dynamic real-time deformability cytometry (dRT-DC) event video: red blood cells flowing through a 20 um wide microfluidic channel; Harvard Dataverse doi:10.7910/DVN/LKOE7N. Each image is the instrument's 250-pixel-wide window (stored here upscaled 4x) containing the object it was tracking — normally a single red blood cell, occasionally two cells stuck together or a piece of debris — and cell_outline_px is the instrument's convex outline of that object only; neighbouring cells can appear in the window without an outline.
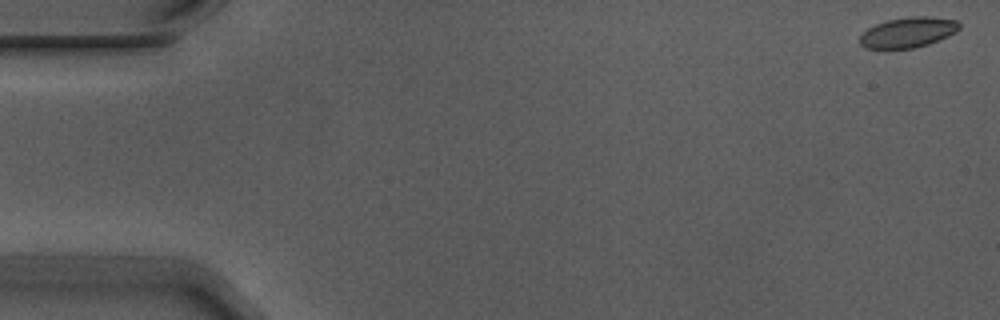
{"species": "Egyptian fruit bat (a non-hibernating species)", "species_latin": "Rousettus aegyptiacus", "temperature_condition": "warm", "stored_images_in_passage": 55, "camera_frame_rate_fps": 3000, "um_per_image_px": 0.085, "animal": {"sex": "male"}, "frame": {"image": 1, "passage_image": 1, "time_ms": 0.0, "image_size_px": [1000, 320], "cell_outline_px": [[960, 28], [956, 32], [948, 36], [928, 44], [912, 48], [884, 52], [864, 48], [860, 44], [860, 36], [868, 28], [876, 24], [888, 20], [912, 16], [928, 16], [956, 20], [960, 24]], "centroid_in_image_um": [77.12, 2.8], "position_along_channel_um": 7.9, "area_um2": 18.09}}
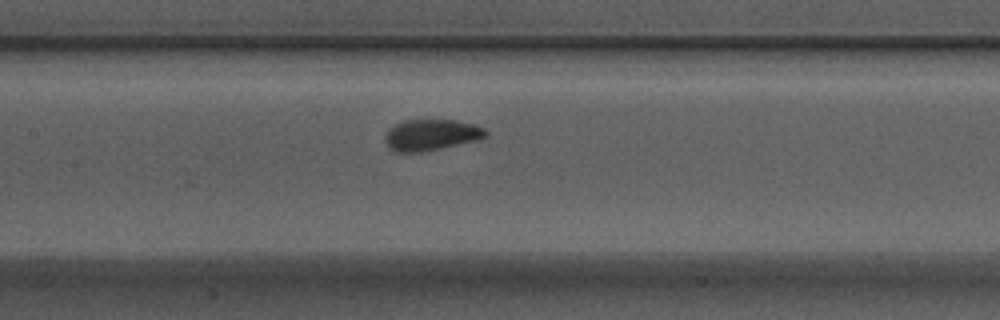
{"frame": {"image": 2, "passage_image": 26, "time_ms": 8.333, "image_size_px": [1000, 320], "cell_outline_px": [[488, 136], [476, 140], [440, 148], [420, 152], [396, 152], [388, 148], [384, 140], [384, 136], [388, 128], [404, 120], [456, 120], [476, 124], [484, 128], [488, 132]], "centroid_in_image_um": [36.63, 11.46], "position_along_channel_um": 170.8, "area_um2": 18.38}}
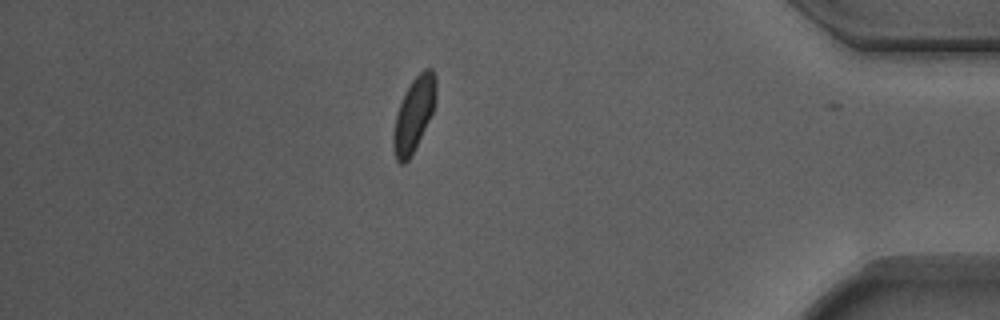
{"frame": {"image": 3, "passage_image": 48, "time_ms": 15.667, "image_size_px": [1000, 320], "cell_outline_px": [[436, 100], [432, 112], [408, 160], [404, 164], [400, 164], [396, 160], [392, 148], [392, 132], [396, 112], [404, 92], [412, 80], [424, 68], [432, 68], [436, 76]], "centroid_in_image_um": [35.15, 9.69], "position_along_channel_um": 400.1, "area_um2": 18.38}, "authors_computed_cell_mechanics": {"area_um2": 18.1492, "velocity_mm_per_s": 3.7021, "shape_relaxation_time_tau1_ms": 3.5942, "shape_relaxation_time_tau2_ms": null, "deformation_change_tau1": 0.0974, "deformation_change_tau2": null}}